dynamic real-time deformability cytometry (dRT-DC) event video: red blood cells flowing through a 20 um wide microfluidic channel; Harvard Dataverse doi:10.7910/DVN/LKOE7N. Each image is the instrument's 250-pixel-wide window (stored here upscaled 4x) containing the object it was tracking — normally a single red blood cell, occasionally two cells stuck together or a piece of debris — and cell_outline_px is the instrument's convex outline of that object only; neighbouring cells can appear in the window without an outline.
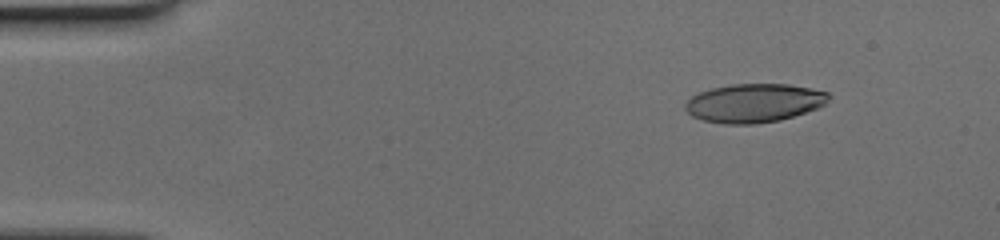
{"species": "human", "species_latin": "Homo sapiens", "temperature_condition": "cold", "stored_images_in_passage": 52, "camera_frame_rate_fps": 3000, "um_per_image_px": 0.085, "donor": {"sex": "female"}, "frame": {"image": 1, "passage_image": 7, "time_ms": 2.0, "image_size_px": [1000, 240], "cell_outline_px": [[832, 96], [824, 104], [816, 108], [780, 120], [756, 124], [724, 124], [704, 120], [692, 116], [684, 108], [684, 104], [692, 96], [700, 92], [712, 88], [732, 84], [788, 84], [812, 88], [828, 92]], "centroid_in_image_um": [64.1, 8.75], "position_along_channel_um": 20.9, "area_um2": 32.25}}
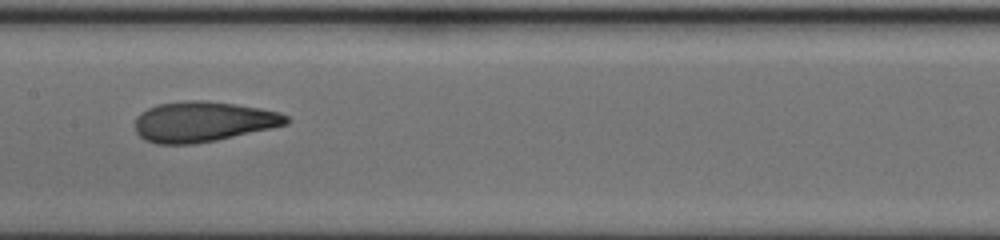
{"frame": {"image": 2, "passage_image": 27, "time_ms": 8.667, "image_size_px": [1000, 240], "cell_outline_px": [[288, 124], [216, 140], [192, 144], [156, 144], [144, 140], [136, 132], [136, 116], [140, 112], [156, 104], [184, 100], [208, 100], [236, 104], [260, 108], [280, 112], [288, 116]], "centroid_in_image_um": [17.23, 10.33], "position_along_channel_um": 190.2, "area_um2": 35.66}}
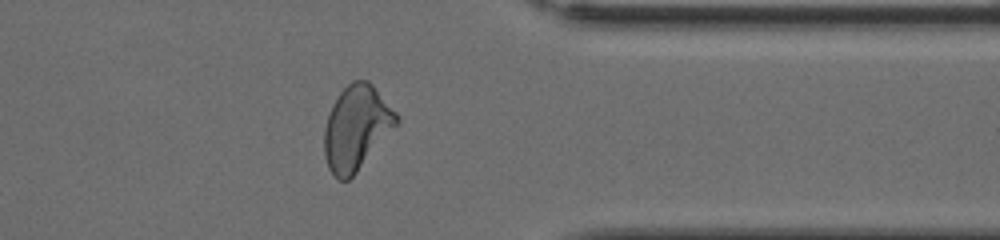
{"frame": {"image": 3, "passage_image": 42, "time_ms": 13.667, "image_size_px": [1000, 240], "cell_outline_px": [[400, 124], [356, 172], [348, 180], [340, 180], [328, 168], [324, 156], [324, 128], [332, 104], [340, 92], [352, 80], [368, 80], [372, 84], [400, 116]], "centroid_in_image_um": [30.33, 10.85], "position_along_channel_um": 381.1, "area_um2": 35.72}}